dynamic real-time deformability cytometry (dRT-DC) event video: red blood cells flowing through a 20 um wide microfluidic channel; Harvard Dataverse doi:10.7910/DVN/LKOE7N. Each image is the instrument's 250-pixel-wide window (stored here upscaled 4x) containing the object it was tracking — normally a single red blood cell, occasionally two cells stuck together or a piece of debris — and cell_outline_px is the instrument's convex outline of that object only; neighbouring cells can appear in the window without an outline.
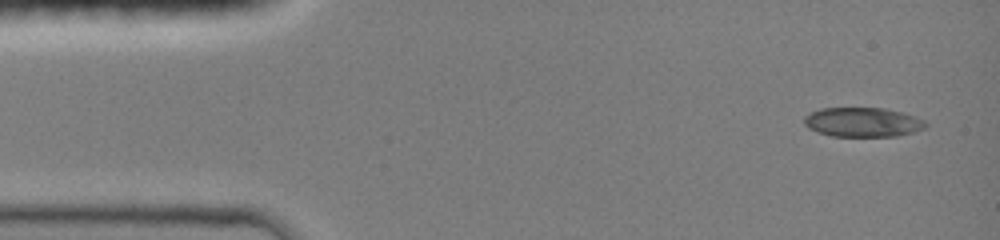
{"species": "common noctule bat (a hibernating species)", "species_latin": "Nyctalus noctula", "temperature_condition": "room temperature", "stored_images_in_passage": 8, "camera_frame_rate_fps": 3000, "um_per_image_px": 0.085, "animal": {"sex": "female", "body_mass_g": 19.0, "forearm_length_mm": 51.5}, "frame": {"image": 1, "passage_image": 1, "time_ms": 0.0, "image_size_px": [1000, 240], "cell_outline_px": [[928, 124], [924, 128], [912, 132], [896, 136], [832, 136], [816, 132], [808, 128], [804, 124], [804, 116], [820, 108], [884, 108], [900, 112], [924, 120]], "centroid_in_image_um": [73.29, 10.39], "position_along_channel_um": 11.7, "area_um2": 20.69}}
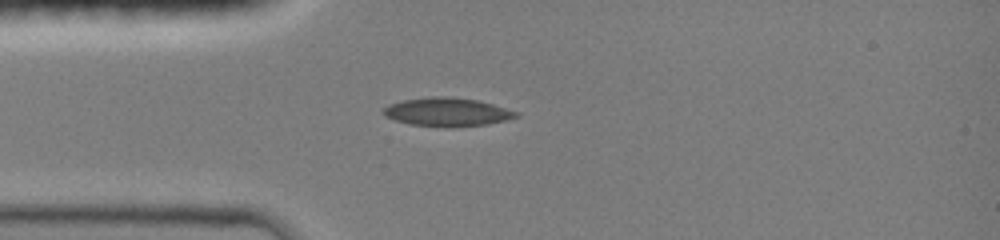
{"frame": {"image": 2, "passage_image": 7, "time_ms": 3.0, "image_size_px": [1000, 240], "cell_outline_px": [[520, 116], [504, 120], [484, 124], [448, 128], [412, 124], [396, 120], [384, 116], [384, 108], [388, 104], [404, 100], [432, 96], [448, 96], [476, 100], [492, 104], [520, 112]], "centroid_in_image_um": [38.01, 9.52], "position_along_channel_um": 47.0, "area_um2": 21.91}}